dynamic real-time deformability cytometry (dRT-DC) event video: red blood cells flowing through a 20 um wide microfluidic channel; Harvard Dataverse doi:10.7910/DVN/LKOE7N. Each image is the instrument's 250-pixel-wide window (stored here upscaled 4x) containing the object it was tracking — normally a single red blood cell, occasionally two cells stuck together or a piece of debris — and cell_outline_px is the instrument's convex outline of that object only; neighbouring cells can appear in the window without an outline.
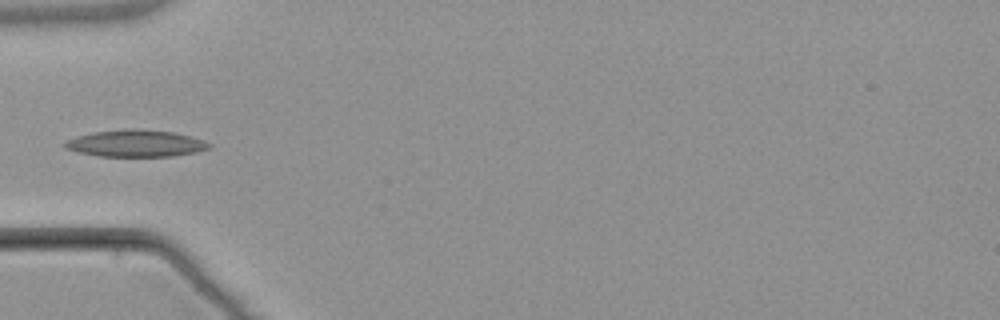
{"species": "common noctule bat (a hibernating species)", "species_latin": "Nyctalus noctula", "temperature_condition": "warm", "stored_images_in_passage": 3, "camera_frame_rate_fps": 3000, "um_per_image_px": 0.085, "animal": {"sex": "male", "body_mass_g": 21.5, "forearm_length_mm": 52.0}, "frame": {"image": 1, "passage_image": 2, "time_ms": 1.333, "image_size_px": [1000, 320], "cell_outline_px": [[212, 148], [196, 152], [172, 156], [100, 156], [76, 152], [64, 148], [64, 144], [68, 140], [76, 136], [92, 132], [124, 128], [140, 128], [172, 132], [204, 140], [212, 144]], "centroid_in_image_um": [11.53, 12.18], "position_along_channel_um": 73.5, "area_um2": 22.77}}
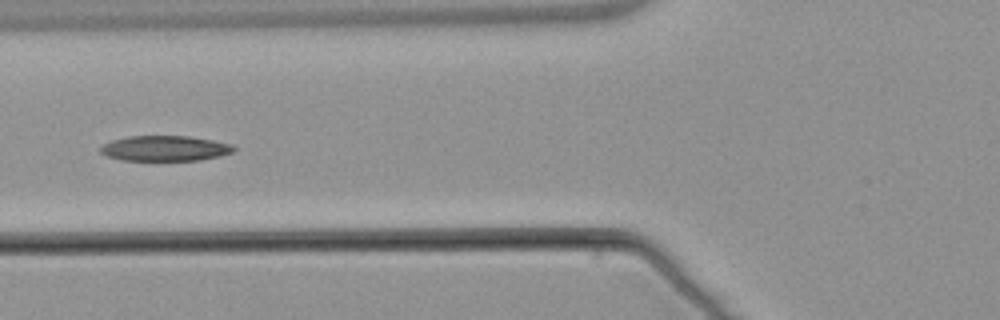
{"frame": {"image": 2, "passage_image": 3, "time_ms": 2.333, "image_size_px": [1000, 320], "cell_outline_px": [[236, 148], [232, 152], [220, 156], [200, 160], [120, 160], [108, 156], [100, 152], [100, 148], [104, 144], [112, 140], [128, 136], [188, 136], [212, 140], [232, 144]], "centroid_in_image_um": [14.03, 12.61], "position_along_channel_um": 111.8, "area_um2": 19.59}}